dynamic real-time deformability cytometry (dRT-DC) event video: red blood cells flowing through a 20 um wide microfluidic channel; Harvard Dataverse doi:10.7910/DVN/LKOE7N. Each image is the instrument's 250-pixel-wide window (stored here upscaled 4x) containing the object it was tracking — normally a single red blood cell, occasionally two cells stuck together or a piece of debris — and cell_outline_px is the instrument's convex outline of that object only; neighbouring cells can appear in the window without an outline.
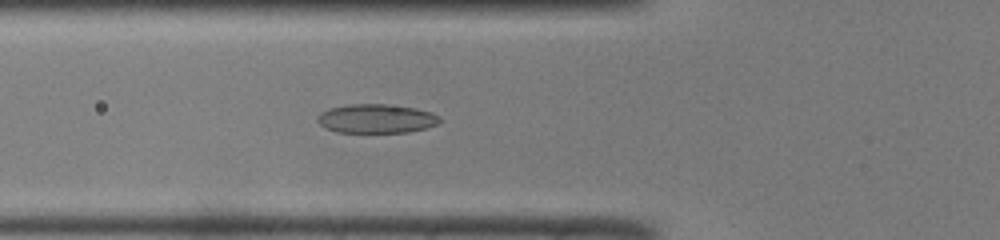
{"species": "common noctule bat (a hibernating species)", "species_latin": "Nyctalus noctula", "temperature_condition": "room temperature", "stored_images_in_passage": 49, "camera_frame_rate_fps": 3000, "um_per_image_px": 0.085, "animal": {"sex": "male", "body_mass_g": 19.0, "forearm_length_mm": 50.8}, "frame": {"image": 1, "passage_image": 18, "time_ms": 5.667, "image_size_px": [1000, 240], "cell_outline_px": [[440, 120], [436, 124], [424, 128], [408, 132], [336, 132], [324, 128], [316, 120], [320, 112], [328, 108], [348, 104], [384, 104], [416, 108], [432, 112], [440, 116]], "centroid_in_image_um": [31.95, 10.07], "position_along_channel_um": 93.9, "area_um2": 20.69}}
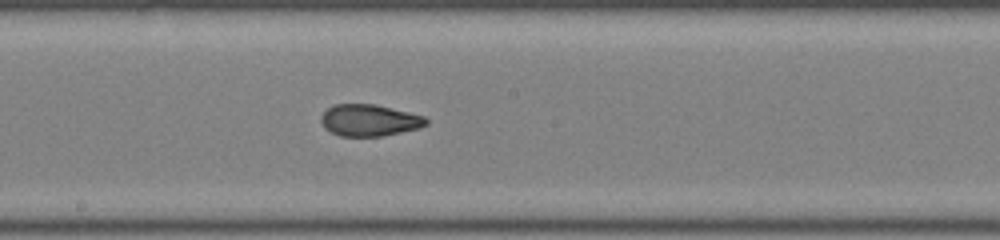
{"frame": {"image": 2, "passage_image": 27, "time_ms": 8.667, "image_size_px": [1000, 240], "cell_outline_px": [[428, 124], [420, 128], [380, 136], [340, 136], [324, 128], [320, 120], [320, 116], [332, 104], [376, 104], [424, 116], [428, 120]], "centroid_in_image_um": [31.38, 10.22], "position_along_channel_um": 216.8, "area_um2": 19.42}}
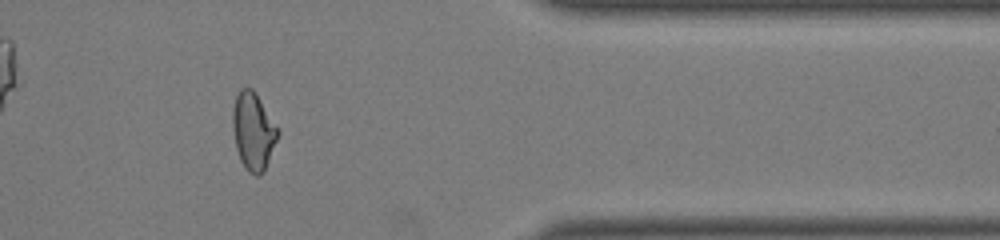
{"frame": {"image": 3, "passage_image": 41, "time_ms": 13.333, "image_size_px": [1000, 240], "cell_outline_px": [[280, 132], [264, 172], [260, 176], [256, 176], [248, 172], [244, 168], [240, 160], [236, 148], [232, 128], [232, 108], [236, 96], [240, 88], [252, 88], [256, 92]], "centroid_in_image_um": [21.51, 11.17], "position_along_channel_um": 389.9, "area_um2": 20.58}, "authors_computed_cell_mechanics": {"area_um2": 20.5768, "velocity_mm_per_s": 4.1, "shape_relaxation_time_tau1_ms": 9.0429, "shape_relaxation_time_tau2_ms": 1.6048, "deformation_change_tau1": 0.2352, "deformation_change_tau2": 0.0713}}